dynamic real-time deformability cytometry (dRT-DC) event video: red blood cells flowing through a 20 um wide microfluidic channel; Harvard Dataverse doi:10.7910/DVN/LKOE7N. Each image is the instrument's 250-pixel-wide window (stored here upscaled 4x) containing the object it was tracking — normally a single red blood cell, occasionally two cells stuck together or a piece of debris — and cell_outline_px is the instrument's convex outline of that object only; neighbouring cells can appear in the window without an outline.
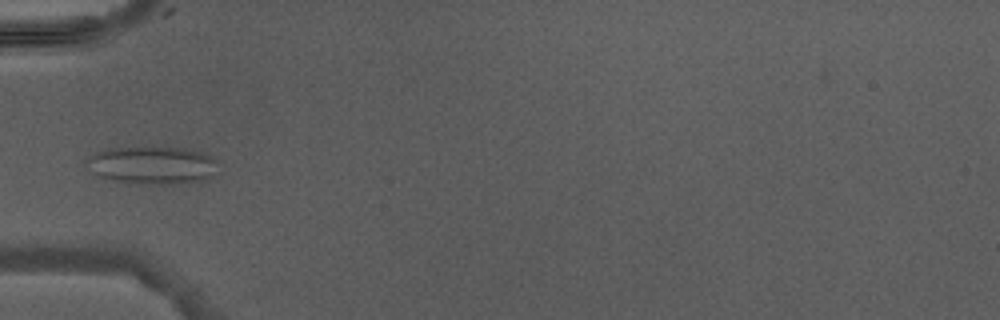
{"species": "Egyptian fruit bat (a non-hibernating species)", "species_latin": "Rousettus aegyptiacus", "temperature_condition": "warm", "stored_images_in_passage": 5, "camera_frame_rate_fps": 3000, "um_per_image_px": 0.085, "animal": {"sex": "male"}, "frame": {"image": 1, "passage_image": 5, "time_ms": 4.667, "image_size_px": [1000, 320], "cell_outline_px": [[216, 172], [204, 180], [172, 184], [140, 184], [112, 180], [100, 176], [92, 172], [84, 164], [84, 160], [96, 152], [108, 148], [188, 148], [204, 152], [212, 156], [216, 160]], "centroid_in_image_um": [12.93, 14.04], "position_along_channel_um": 72.1, "area_um2": 29.02}}